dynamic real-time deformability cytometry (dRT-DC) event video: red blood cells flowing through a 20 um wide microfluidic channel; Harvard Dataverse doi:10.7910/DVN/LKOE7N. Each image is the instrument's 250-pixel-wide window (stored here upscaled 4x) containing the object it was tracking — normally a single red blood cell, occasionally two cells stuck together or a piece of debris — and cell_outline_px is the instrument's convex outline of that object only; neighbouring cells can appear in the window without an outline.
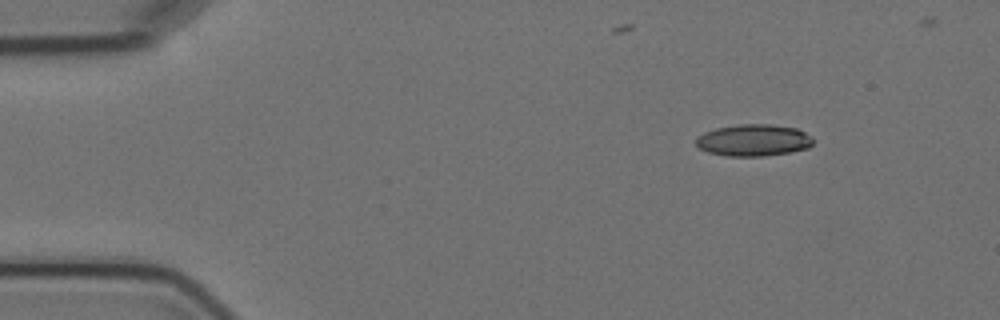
{"species": "Egyptian fruit bat (a non-hibernating species)", "species_latin": "Rousettus aegyptiacus", "temperature_condition": "cold", "stored_images_in_passage": 3, "camera_frame_rate_fps": 3000, "um_per_image_px": 0.085, "animal": {"sex": "female"}, "frame": {"image": 1, "passage_image": 1, "time_ms": 0.0, "image_size_px": [1000, 320], "cell_outline_px": [[812, 144], [808, 148], [792, 152], [764, 156], [728, 156], [708, 152], [700, 148], [696, 144], [696, 136], [704, 132], [716, 128], [736, 124], [772, 124], [796, 128], [812, 136]], "centroid_in_image_um": [64.05, 11.91], "position_along_channel_um": 21.0, "area_um2": 21.85}}